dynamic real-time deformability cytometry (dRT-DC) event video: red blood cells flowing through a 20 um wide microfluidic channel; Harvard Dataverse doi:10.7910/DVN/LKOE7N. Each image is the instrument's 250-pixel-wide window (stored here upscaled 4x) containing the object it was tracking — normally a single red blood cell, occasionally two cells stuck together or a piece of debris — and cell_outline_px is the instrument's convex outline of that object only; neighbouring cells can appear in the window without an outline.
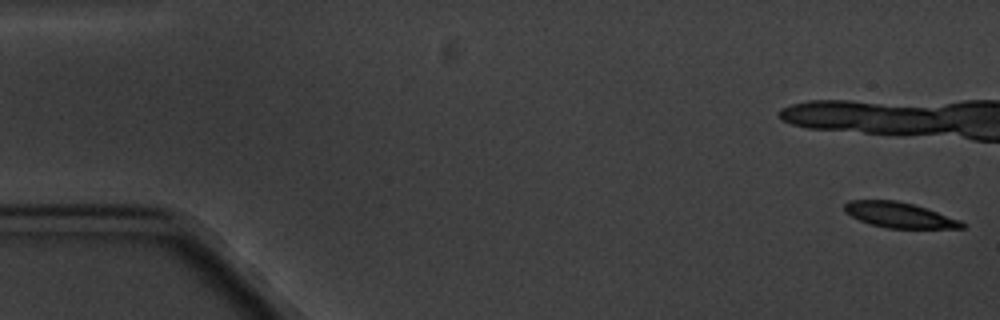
{"species": "common noctule bat (a hibernating species)", "species_latin": "Nyctalus noctula", "temperature_condition": "cold", "stored_images_in_passage": 5, "camera_frame_rate_fps": 3000, "um_per_image_px": 0.085, "animal": {"sex": "male", "body_mass_g": 20.1, "forearm_length_mm": 53.5}, "frame": {"image": 1, "passage_image": 1, "time_ms": 0.0, "image_size_px": [1000, 320], "cell_outline_px": [[964, 228], [888, 228], [868, 224], [844, 212], [844, 204], [848, 200], [896, 200], [912, 204], [960, 220], [964, 224]], "centroid_in_image_um": [76.38, 18.27], "position_along_channel_um": 8.6, "area_um2": 17.17}}